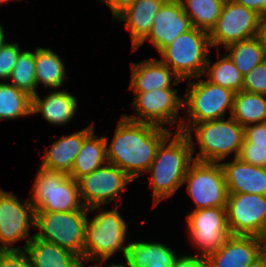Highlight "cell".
Returning <instances> with one entry per match:
<instances>
[{"label": "cell", "instance_id": "25", "mask_svg": "<svg viewBox=\"0 0 266 267\" xmlns=\"http://www.w3.org/2000/svg\"><path fill=\"white\" fill-rule=\"evenodd\" d=\"M107 163L106 141L95 129L84 139L81 150L68 174L76 181Z\"/></svg>", "mask_w": 266, "mask_h": 267}, {"label": "cell", "instance_id": "46", "mask_svg": "<svg viewBox=\"0 0 266 267\" xmlns=\"http://www.w3.org/2000/svg\"><path fill=\"white\" fill-rule=\"evenodd\" d=\"M10 1H22V0H0V4H5V5H8V2Z\"/></svg>", "mask_w": 266, "mask_h": 267}, {"label": "cell", "instance_id": "32", "mask_svg": "<svg viewBox=\"0 0 266 267\" xmlns=\"http://www.w3.org/2000/svg\"><path fill=\"white\" fill-rule=\"evenodd\" d=\"M8 81L31 97L38 93L35 76V51L23 49L20 52Z\"/></svg>", "mask_w": 266, "mask_h": 267}, {"label": "cell", "instance_id": "16", "mask_svg": "<svg viewBox=\"0 0 266 267\" xmlns=\"http://www.w3.org/2000/svg\"><path fill=\"white\" fill-rule=\"evenodd\" d=\"M192 28L191 20L184 12L181 1L166 0L154 18L148 37L135 50L148 41L159 53L179 35Z\"/></svg>", "mask_w": 266, "mask_h": 267}, {"label": "cell", "instance_id": "40", "mask_svg": "<svg viewBox=\"0 0 266 267\" xmlns=\"http://www.w3.org/2000/svg\"><path fill=\"white\" fill-rule=\"evenodd\" d=\"M134 1L136 0H100V2L107 5L113 18Z\"/></svg>", "mask_w": 266, "mask_h": 267}, {"label": "cell", "instance_id": "35", "mask_svg": "<svg viewBox=\"0 0 266 267\" xmlns=\"http://www.w3.org/2000/svg\"><path fill=\"white\" fill-rule=\"evenodd\" d=\"M240 160L256 167H266V147L255 146L245 139L237 156Z\"/></svg>", "mask_w": 266, "mask_h": 267}, {"label": "cell", "instance_id": "2", "mask_svg": "<svg viewBox=\"0 0 266 267\" xmlns=\"http://www.w3.org/2000/svg\"><path fill=\"white\" fill-rule=\"evenodd\" d=\"M194 161L191 143L185 133L172 131L157 147L150 173L153 206L168 199L183 186L189 165Z\"/></svg>", "mask_w": 266, "mask_h": 267}, {"label": "cell", "instance_id": "17", "mask_svg": "<svg viewBox=\"0 0 266 267\" xmlns=\"http://www.w3.org/2000/svg\"><path fill=\"white\" fill-rule=\"evenodd\" d=\"M130 71L131 92L173 88L172 86L183 82L164 62L156 58H146L139 63L131 62Z\"/></svg>", "mask_w": 266, "mask_h": 267}, {"label": "cell", "instance_id": "37", "mask_svg": "<svg viewBox=\"0 0 266 267\" xmlns=\"http://www.w3.org/2000/svg\"><path fill=\"white\" fill-rule=\"evenodd\" d=\"M244 139L255 146L266 147V122L244 127Z\"/></svg>", "mask_w": 266, "mask_h": 267}, {"label": "cell", "instance_id": "6", "mask_svg": "<svg viewBox=\"0 0 266 267\" xmlns=\"http://www.w3.org/2000/svg\"><path fill=\"white\" fill-rule=\"evenodd\" d=\"M30 197L34 211L69 212L81 210L78 182L63 172L40 166L36 173Z\"/></svg>", "mask_w": 266, "mask_h": 267}, {"label": "cell", "instance_id": "24", "mask_svg": "<svg viewBox=\"0 0 266 267\" xmlns=\"http://www.w3.org/2000/svg\"><path fill=\"white\" fill-rule=\"evenodd\" d=\"M24 251L32 267H80L82 260L69 250L35 236L26 245Z\"/></svg>", "mask_w": 266, "mask_h": 267}, {"label": "cell", "instance_id": "9", "mask_svg": "<svg viewBox=\"0 0 266 267\" xmlns=\"http://www.w3.org/2000/svg\"><path fill=\"white\" fill-rule=\"evenodd\" d=\"M178 93V89L175 88L133 92L135 96L130 105L135 112L134 116L122 115L134 122L150 123L160 127L177 126L176 132H181L183 118H178V112L183 109V96Z\"/></svg>", "mask_w": 266, "mask_h": 267}, {"label": "cell", "instance_id": "23", "mask_svg": "<svg viewBox=\"0 0 266 267\" xmlns=\"http://www.w3.org/2000/svg\"><path fill=\"white\" fill-rule=\"evenodd\" d=\"M175 252L161 242L133 241L128 243L124 260L128 267H173Z\"/></svg>", "mask_w": 266, "mask_h": 267}, {"label": "cell", "instance_id": "15", "mask_svg": "<svg viewBox=\"0 0 266 267\" xmlns=\"http://www.w3.org/2000/svg\"><path fill=\"white\" fill-rule=\"evenodd\" d=\"M226 213L231 235L257 236L266 226V196L229 193Z\"/></svg>", "mask_w": 266, "mask_h": 267}, {"label": "cell", "instance_id": "28", "mask_svg": "<svg viewBox=\"0 0 266 267\" xmlns=\"http://www.w3.org/2000/svg\"><path fill=\"white\" fill-rule=\"evenodd\" d=\"M217 52L218 60L214 63L208 57L203 75L213 84L227 88L234 93L240 92L243 87V76L228 54H220L219 50Z\"/></svg>", "mask_w": 266, "mask_h": 267}, {"label": "cell", "instance_id": "8", "mask_svg": "<svg viewBox=\"0 0 266 267\" xmlns=\"http://www.w3.org/2000/svg\"><path fill=\"white\" fill-rule=\"evenodd\" d=\"M200 78L196 77L187 81L188 90L183 97V110L187 112L188 119L183 117L181 124L223 119L227 112L231 116L235 93L207 79Z\"/></svg>", "mask_w": 266, "mask_h": 267}, {"label": "cell", "instance_id": "1", "mask_svg": "<svg viewBox=\"0 0 266 267\" xmlns=\"http://www.w3.org/2000/svg\"><path fill=\"white\" fill-rule=\"evenodd\" d=\"M170 133L168 127L134 122L122 115L111 142L108 136H104L107 162L118 166L132 180H136L146 174L157 147Z\"/></svg>", "mask_w": 266, "mask_h": 267}, {"label": "cell", "instance_id": "34", "mask_svg": "<svg viewBox=\"0 0 266 267\" xmlns=\"http://www.w3.org/2000/svg\"><path fill=\"white\" fill-rule=\"evenodd\" d=\"M21 51L18 43L8 41L0 47V79L2 82L9 80Z\"/></svg>", "mask_w": 266, "mask_h": 267}, {"label": "cell", "instance_id": "12", "mask_svg": "<svg viewBox=\"0 0 266 267\" xmlns=\"http://www.w3.org/2000/svg\"><path fill=\"white\" fill-rule=\"evenodd\" d=\"M34 228V209L29 199L17 198L13 192H0V250H25L32 240L29 229ZM26 239L23 247L15 242Z\"/></svg>", "mask_w": 266, "mask_h": 267}, {"label": "cell", "instance_id": "10", "mask_svg": "<svg viewBox=\"0 0 266 267\" xmlns=\"http://www.w3.org/2000/svg\"><path fill=\"white\" fill-rule=\"evenodd\" d=\"M186 234L191 245L200 253L196 255L206 260L222 247L231 236L226 207H212L192 210L187 214Z\"/></svg>", "mask_w": 266, "mask_h": 267}, {"label": "cell", "instance_id": "26", "mask_svg": "<svg viewBox=\"0 0 266 267\" xmlns=\"http://www.w3.org/2000/svg\"><path fill=\"white\" fill-rule=\"evenodd\" d=\"M62 58L50 48H35V76L37 88L59 89L68 79Z\"/></svg>", "mask_w": 266, "mask_h": 267}, {"label": "cell", "instance_id": "19", "mask_svg": "<svg viewBox=\"0 0 266 267\" xmlns=\"http://www.w3.org/2000/svg\"><path fill=\"white\" fill-rule=\"evenodd\" d=\"M165 1L136 0L112 18L113 23L116 19L123 22L130 32L133 52L148 37L154 18Z\"/></svg>", "mask_w": 266, "mask_h": 267}, {"label": "cell", "instance_id": "20", "mask_svg": "<svg viewBox=\"0 0 266 267\" xmlns=\"http://www.w3.org/2000/svg\"><path fill=\"white\" fill-rule=\"evenodd\" d=\"M94 122L80 131L60 137L46 148L41 167L69 174L79 154L84 139L94 130Z\"/></svg>", "mask_w": 266, "mask_h": 267}, {"label": "cell", "instance_id": "31", "mask_svg": "<svg viewBox=\"0 0 266 267\" xmlns=\"http://www.w3.org/2000/svg\"><path fill=\"white\" fill-rule=\"evenodd\" d=\"M192 26L210 32L215 26L225 0H180Z\"/></svg>", "mask_w": 266, "mask_h": 267}, {"label": "cell", "instance_id": "27", "mask_svg": "<svg viewBox=\"0 0 266 267\" xmlns=\"http://www.w3.org/2000/svg\"><path fill=\"white\" fill-rule=\"evenodd\" d=\"M231 117L243 127L266 122V95L243 90L235 93Z\"/></svg>", "mask_w": 266, "mask_h": 267}, {"label": "cell", "instance_id": "33", "mask_svg": "<svg viewBox=\"0 0 266 267\" xmlns=\"http://www.w3.org/2000/svg\"><path fill=\"white\" fill-rule=\"evenodd\" d=\"M242 90L266 95V59L243 77Z\"/></svg>", "mask_w": 266, "mask_h": 267}, {"label": "cell", "instance_id": "14", "mask_svg": "<svg viewBox=\"0 0 266 267\" xmlns=\"http://www.w3.org/2000/svg\"><path fill=\"white\" fill-rule=\"evenodd\" d=\"M261 16L248 8L225 0L215 26L209 32L211 47L219 50L243 40L257 37Z\"/></svg>", "mask_w": 266, "mask_h": 267}, {"label": "cell", "instance_id": "7", "mask_svg": "<svg viewBox=\"0 0 266 267\" xmlns=\"http://www.w3.org/2000/svg\"><path fill=\"white\" fill-rule=\"evenodd\" d=\"M211 44L209 33L193 27L179 35L158 54L181 80L202 77L208 60Z\"/></svg>", "mask_w": 266, "mask_h": 267}, {"label": "cell", "instance_id": "41", "mask_svg": "<svg viewBox=\"0 0 266 267\" xmlns=\"http://www.w3.org/2000/svg\"><path fill=\"white\" fill-rule=\"evenodd\" d=\"M89 261L93 262V265H90V267H128L126 262L123 263L122 261L119 264L111 263L109 265L103 266L104 262L107 263V260L103 259H82L80 267H85L84 265Z\"/></svg>", "mask_w": 266, "mask_h": 267}, {"label": "cell", "instance_id": "44", "mask_svg": "<svg viewBox=\"0 0 266 267\" xmlns=\"http://www.w3.org/2000/svg\"><path fill=\"white\" fill-rule=\"evenodd\" d=\"M249 267H266V260L258 255Z\"/></svg>", "mask_w": 266, "mask_h": 267}, {"label": "cell", "instance_id": "11", "mask_svg": "<svg viewBox=\"0 0 266 267\" xmlns=\"http://www.w3.org/2000/svg\"><path fill=\"white\" fill-rule=\"evenodd\" d=\"M195 203V209L226 207L228 189L220 163L193 161L187 170L183 185Z\"/></svg>", "mask_w": 266, "mask_h": 267}, {"label": "cell", "instance_id": "39", "mask_svg": "<svg viewBox=\"0 0 266 267\" xmlns=\"http://www.w3.org/2000/svg\"><path fill=\"white\" fill-rule=\"evenodd\" d=\"M236 4L254 11L261 17L266 15V0H233Z\"/></svg>", "mask_w": 266, "mask_h": 267}, {"label": "cell", "instance_id": "4", "mask_svg": "<svg viewBox=\"0 0 266 267\" xmlns=\"http://www.w3.org/2000/svg\"><path fill=\"white\" fill-rule=\"evenodd\" d=\"M119 206V203L115 204L113 210L104 207L88 209L89 213L102 211H96L85 224L84 259L109 260L118 252L125 257L129 232L126 220L119 213Z\"/></svg>", "mask_w": 266, "mask_h": 267}, {"label": "cell", "instance_id": "18", "mask_svg": "<svg viewBox=\"0 0 266 267\" xmlns=\"http://www.w3.org/2000/svg\"><path fill=\"white\" fill-rule=\"evenodd\" d=\"M228 193H248L266 196V167H256L233 158L220 162Z\"/></svg>", "mask_w": 266, "mask_h": 267}, {"label": "cell", "instance_id": "38", "mask_svg": "<svg viewBox=\"0 0 266 267\" xmlns=\"http://www.w3.org/2000/svg\"><path fill=\"white\" fill-rule=\"evenodd\" d=\"M173 267H205V260L197 255H178Z\"/></svg>", "mask_w": 266, "mask_h": 267}, {"label": "cell", "instance_id": "13", "mask_svg": "<svg viewBox=\"0 0 266 267\" xmlns=\"http://www.w3.org/2000/svg\"><path fill=\"white\" fill-rule=\"evenodd\" d=\"M82 204L86 208L103 207L117 198L122 201V191L134 182L118 166L106 163L77 180ZM120 197V198H119Z\"/></svg>", "mask_w": 266, "mask_h": 267}, {"label": "cell", "instance_id": "30", "mask_svg": "<svg viewBox=\"0 0 266 267\" xmlns=\"http://www.w3.org/2000/svg\"><path fill=\"white\" fill-rule=\"evenodd\" d=\"M241 75L244 77L266 59V52L258 37L233 43L225 48Z\"/></svg>", "mask_w": 266, "mask_h": 267}, {"label": "cell", "instance_id": "36", "mask_svg": "<svg viewBox=\"0 0 266 267\" xmlns=\"http://www.w3.org/2000/svg\"><path fill=\"white\" fill-rule=\"evenodd\" d=\"M0 267H32L24 250H0Z\"/></svg>", "mask_w": 266, "mask_h": 267}, {"label": "cell", "instance_id": "3", "mask_svg": "<svg viewBox=\"0 0 266 267\" xmlns=\"http://www.w3.org/2000/svg\"><path fill=\"white\" fill-rule=\"evenodd\" d=\"M194 131V132H193ZM181 132L188 137L195 161L220 163L227 156L237 157L244 140V127L233 117L196 124H181ZM195 134V142L193 133ZM195 143L200 149L196 153Z\"/></svg>", "mask_w": 266, "mask_h": 267}, {"label": "cell", "instance_id": "43", "mask_svg": "<svg viewBox=\"0 0 266 267\" xmlns=\"http://www.w3.org/2000/svg\"><path fill=\"white\" fill-rule=\"evenodd\" d=\"M257 37L259 38L261 45L263 46L266 52V15H264L260 19Z\"/></svg>", "mask_w": 266, "mask_h": 267}, {"label": "cell", "instance_id": "42", "mask_svg": "<svg viewBox=\"0 0 266 267\" xmlns=\"http://www.w3.org/2000/svg\"><path fill=\"white\" fill-rule=\"evenodd\" d=\"M259 246V255L266 260V226L256 236Z\"/></svg>", "mask_w": 266, "mask_h": 267}, {"label": "cell", "instance_id": "21", "mask_svg": "<svg viewBox=\"0 0 266 267\" xmlns=\"http://www.w3.org/2000/svg\"><path fill=\"white\" fill-rule=\"evenodd\" d=\"M258 255L256 236L231 235L205 260V267H249Z\"/></svg>", "mask_w": 266, "mask_h": 267}, {"label": "cell", "instance_id": "5", "mask_svg": "<svg viewBox=\"0 0 266 267\" xmlns=\"http://www.w3.org/2000/svg\"><path fill=\"white\" fill-rule=\"evenodd\" d=\"M89 214L86 207L69 212L34 211L33 234L84 259L85 224Z\"/></svg>", "mask_w": 266, "mask_h": 267}, {"label": "cell", "instance_id": "29", "mask_svg": "<svg viewBox=\"0 0 266 267\" xmlns=\"http://www.w3.org/2000/svg\"><path fill=\"white\" fill-rule=\"evenodd\" d=\"M32 97L9 82H0V121L32 116Z\"/></svg>", "mask_w": 266, "mask_h": 267}, {"label": "cell", "instance_id": "22", "mask_svg": "<svg viewBox=\"0 0 266 267\" xmlns=\"http://www.w3.org/2000/svg\"><path fill=\"white\" fill-rule=\"evenodd\" d=\"M38 94L32 97V115L41 114V118L55 126H63L73 121L78 109L76 96L60 89L52 90L44 98Z\"/></svg>", "mask_w": 266, "mask_h": 267}, {"label": "cell", "instance_id": "45", "mask_svg": "<svg viewBox=\"0 0 266 267\" xmlns=\"http://www.w3.org/2000/svg\"><path fill=\"white\" fill-rule=\"evenodd\" d=\"M4 26L0 24V47L6 42Z\"/></svg>", "mask_w": 266, "mask_h": 267}]
</instances>
